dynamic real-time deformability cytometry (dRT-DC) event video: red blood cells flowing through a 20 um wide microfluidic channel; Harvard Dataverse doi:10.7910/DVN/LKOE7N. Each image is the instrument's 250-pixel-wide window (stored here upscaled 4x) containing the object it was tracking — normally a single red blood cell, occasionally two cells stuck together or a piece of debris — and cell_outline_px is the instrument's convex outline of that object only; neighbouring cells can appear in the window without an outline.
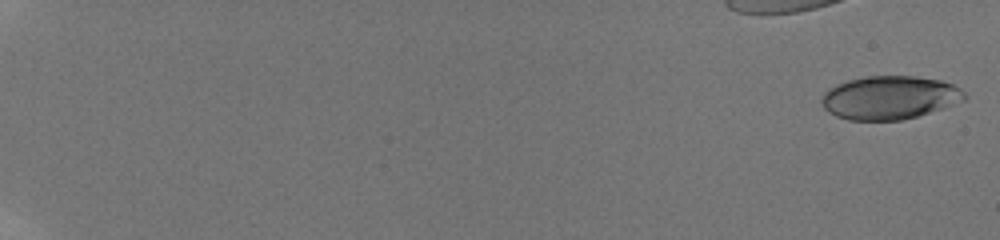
{"species": "human", "species_latin": "Homo sapiens", "temperature_condition": "room temperature", "stored_images_in_passage": 8, "camera_frame_rate_fps": 3000, "um_per_image_px": 0.085, "donor": {"sex": "male"}, "frame": {"image": 1, "passage_image": 1, "time_ms": 0.0, "image_size_px": [1000, 240], "cell_outline_px": [[968, 96], [964, 100], [944, 108], [916, 116], [900, 120], [848, 120], [836, 116], [828, 112], [824, 108], [820, 100], [824, 92], [828, 88], [836, 84], [848, 80], [864, 76], [916, 76], [940, 80], [952, 84], [960, 88]], "centroid_in_image_um": [75.6, 8.29], "position_along_channel_um": 9.4, "area_um2": 36.3}}
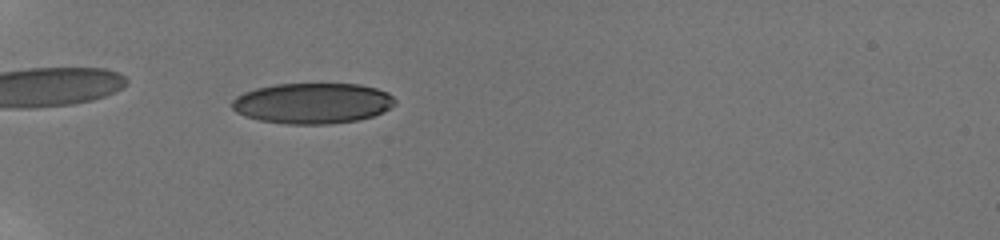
{"frame": {"image": 2, "passage_image": 7, "time_ms": 7.0, "image_size_px": [1000, 240], "cell_outline_px": [[396, 104], [384, 112], [360, 120], [328, 124], [284, 124], [260, 120], [244, 116], [236, 112], [232, 108], [232, 100], [236, 96], [244, 92], [256, 88], [276, 84], [360, 84], [376, 88], [388, 92], [396, 100]], "centroid_in_image_um": [26.58, 8.78], "position_along_channel_um": 58.4, "area_um2": 38.9}}